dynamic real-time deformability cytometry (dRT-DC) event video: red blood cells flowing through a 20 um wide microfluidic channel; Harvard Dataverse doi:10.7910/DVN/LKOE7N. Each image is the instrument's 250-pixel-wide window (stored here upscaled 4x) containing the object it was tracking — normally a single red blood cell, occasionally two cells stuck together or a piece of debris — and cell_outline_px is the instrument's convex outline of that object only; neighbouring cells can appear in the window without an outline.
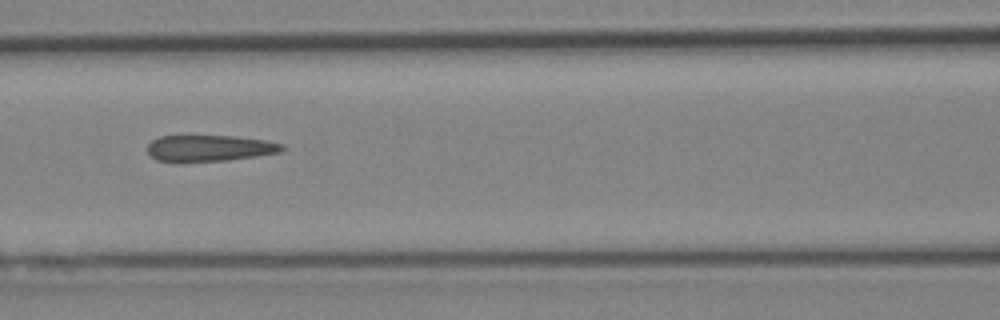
{"species": "Egyptian fruit bat (a non-hibernating species)", "species_latin": "Rousettus aegyptiacus", "temperature_condition": "cold", "stored_images_in_passage": 4, "camera_frame_rate_fps": 3000, "um_per_image_px": 0.085, "animal": {"sex": "female"}, "frame": {"image": 1, "passage_image": 3, "time_ms": 2.333, "image_size_px": [1000, 320], "cell_outline_px": [[288, 148], [280, 152], [256, 156], [228, 160], [156, 160], [148, 152], [148, 144], [152, 140], [160, 136], [236, 136], [264, 140], [284, 144]], "centroid_in_image_um": [17.89, 12.57], "position_along_channel_um": 148.7, "area_um2": 20.17}}
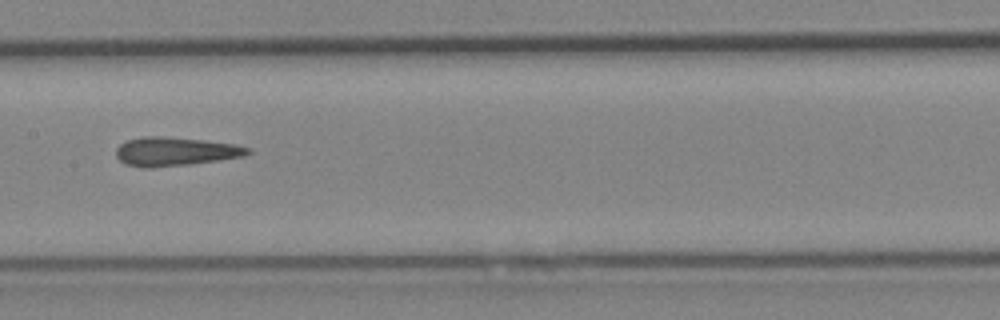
{"frame": {"image": 2, "passage_image": 4, "time_ms": 3.333, "image_size_px": [1000, 320], "cell_outline_px": [[252, 152], [244, 156], [220, 160], [188, 164], [152, 168], [144, 168], [124, 164], [116, 156], [116, 148], [120, 144], [128, 140], [144, 136], [164, 136], [204, 140], [236, 144], [252, 148]], "centroid_in_image_um": [14.91, 12.88], "position_along_channel_um": 192.5, "area_um2": 22.25}}